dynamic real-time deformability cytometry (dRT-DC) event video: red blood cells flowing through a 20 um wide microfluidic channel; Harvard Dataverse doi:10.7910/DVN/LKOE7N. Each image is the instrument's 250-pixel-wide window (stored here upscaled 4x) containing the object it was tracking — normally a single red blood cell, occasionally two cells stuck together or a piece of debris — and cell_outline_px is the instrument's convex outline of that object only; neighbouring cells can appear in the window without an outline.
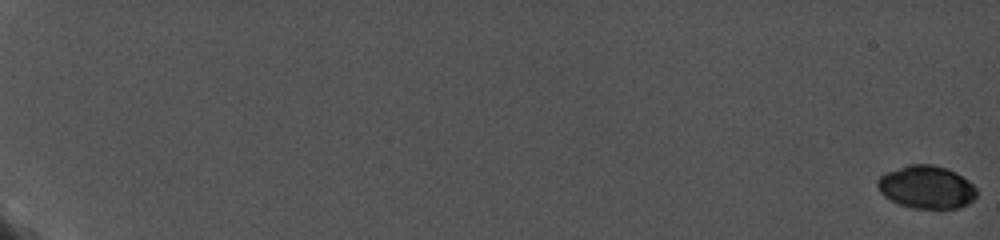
{"species": "common noctule bat (a hibernating species)", "species_latin": "Nyctalus noctula", "temperature_condition": "cold", "stored_images_in_passage": 50, "camera_frame_rate_fps": 5000, "um_per_image_px": 0.085, "animal": {"sex": "female", "body_mass_g": 19.0, "forearm_length_mm": 56.7}, "frame": {"image": 1, "passage_image": 1, "time_ms": 0.0, "image_size_px": [1000, 240], "cell_outline_px": [[976, 196], [968, 204], [960, 208], [940, 212], [912, 208], [900, 204], [884, 196], [880, 192], [876, 184], [876, 180], [884, 172], [908, 164], [932, 164], [948, 168], [956, 172], [968, 180], [976, 188]], "centroid_in_image_um": [78.76, 15.94], "position_along_channel_um": 6.2, "area_um2": 25.66}}